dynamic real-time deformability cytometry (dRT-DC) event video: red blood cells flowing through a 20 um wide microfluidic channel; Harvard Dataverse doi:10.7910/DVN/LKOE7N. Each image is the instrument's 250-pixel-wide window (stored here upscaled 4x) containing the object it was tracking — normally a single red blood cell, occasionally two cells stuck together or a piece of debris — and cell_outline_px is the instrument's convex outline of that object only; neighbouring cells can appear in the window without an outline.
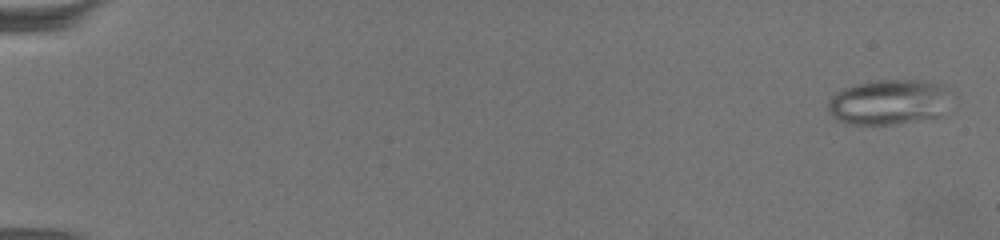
{"species": "common noctule bat (a hibernating species)", "species_latin": "Nyctalus noctula", "temperature_condition": "warm", "stored_images_in_passage": 67, "camera_frame_rate_fps": 3000, "um_per_image_px": 0.085, "animal": {"sex": "female", "body_mass_g": 19.5, "forearm_length_mm": 54.1}, "frame": {"image": 1, "passage_image": 3, "time_ms": 0.667, "image_size_px": [1000, 240], "cell_outline_px": [[952, 88], [940, 116], [892, 124], [848, 124], [836, 120], [828, 112], [828, 100], [836, 92], [844, 88], [856, 84], [880, 80], [924, 80], [944, 84]], "centroid_in_image_um": [75.54, 8.66], "position_along_channel_um": 9.5, "area_um2": 32.48}}
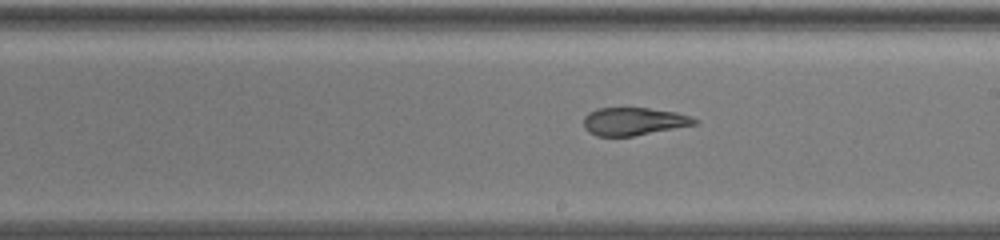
{"frame": {"image": 2, "passage_image": 41, "time_ms": 13.333, "image_size_px": [1000, 240], "cell_outline_px": [[700, 120], [696, 124], [632, 136], [596, 136], [588, 132], [584, 128], [584, 116], [588, 112], [596, 108], [648, 108], [676, 112], [692, 116]], "centroid_in_image_um": [53.85, 10.31], "position_along_channel_um": 235.2, "area_um2": 18.03}}
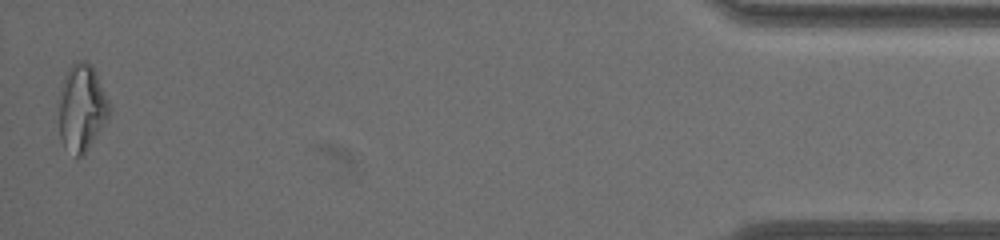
{"frame": {"image": 3, "passage_image": 66, "time_ms": 21.667, "image_size_px": [1000, 240], "cell_outline_px": [[108, 116], [88, 148], [80, 156], [76, 156], [64, 148], [60, 140], [60, 92], [64, 76], [68, 68], [76, 60], [88, 60], [96, 72], [108, 100]], "centroid_in_image_um": [6.92, 9.12], "position_along_channel_um": 428.3, "area_um2": 25.03}, "authors_computed_cell_mechanics": {"area_um2": 22.7154, "velocity_mm_per_s": 3.2783, "shape_relaxation_time_tau1_ms": null, "shape_relaxation_time_tau2_ms": 2.2221, "deformation_change_tau1": null, "deformation_change_tau2": 0.1059}}